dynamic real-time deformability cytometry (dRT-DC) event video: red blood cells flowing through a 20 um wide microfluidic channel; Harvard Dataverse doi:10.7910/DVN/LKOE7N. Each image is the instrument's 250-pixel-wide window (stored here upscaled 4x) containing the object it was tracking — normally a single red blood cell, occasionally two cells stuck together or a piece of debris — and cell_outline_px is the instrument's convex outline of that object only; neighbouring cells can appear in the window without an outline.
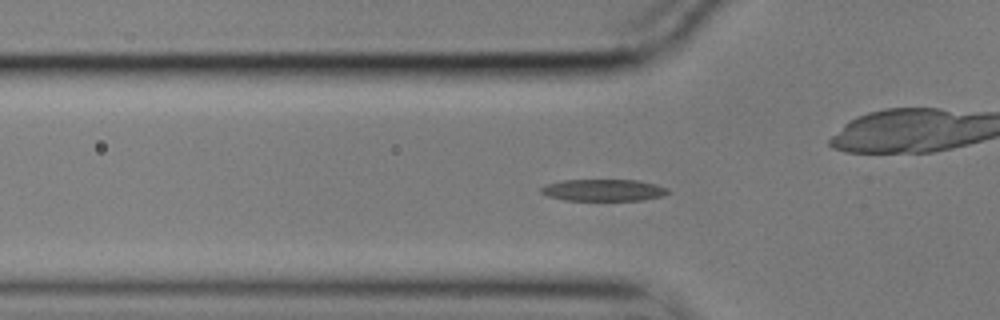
{"species": "common noctule bat (a hibernating species)", "species_latin": "Nyctalus noctula", "temperature_condition": "cold", "stored_images_in_passage": 57, "camera_frame_rate_fps": 3000, "um_per_image_px": 0.085, "animal": {"sex": "male", "body_mass_g": 17.9}, "frame": {"image": 1, "passage_image": 18, "time_ms": 5.667, "image_size_px": [1000, 320], "cell_outline_px": [[672, 192], [664, 196], [644, 200], [564, 200], [548, 196], [540, 192], [540, 188], [548, 184], [560, 180], [636, 180], [656, 184], [668, 188]], "centroid_in_image_um": [51.34, 16.16], "position_along_channel_um": 74.5, "area_um2": 16.24}}
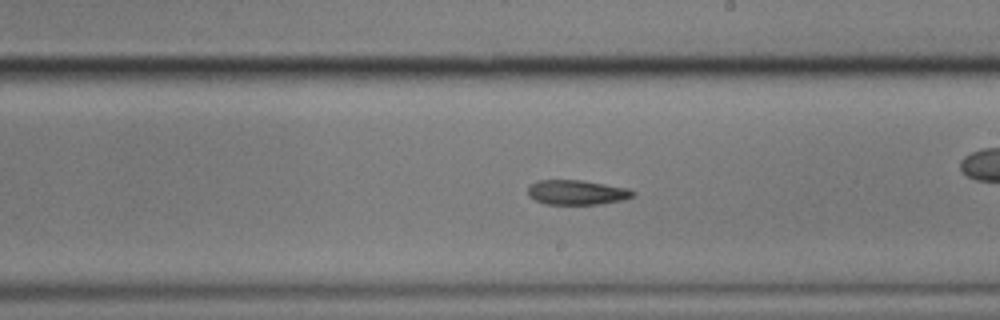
{"frame": {"image": 2, "passage_image": 32, "time_ms": 10.333, "image_size_px": [1000, 320], "cell_outline_px": [[636, 196], [624, 200], [600, 204], [544, 204], [528, 196], [528, 184], [536, 180], [580, 180], [628, 188], [636, 192]], "centroid_in_image_um": [49.03, 16.35], "position_along_channel_um": 240.0, "area_um2": 15.32}}
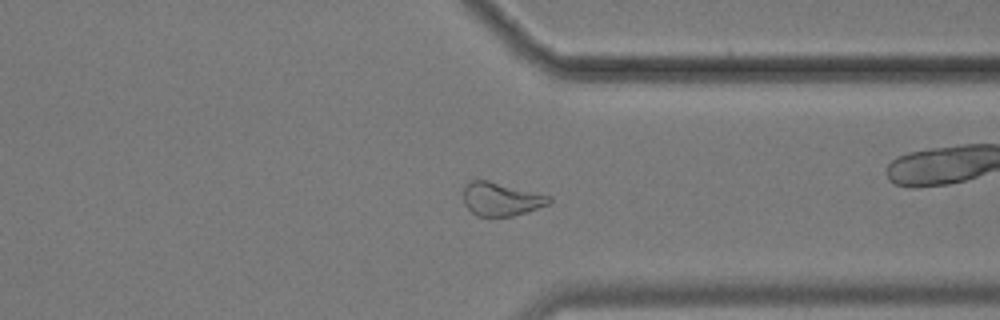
{"frame": {"image": 3, "passage_image": 43, "time_ms": 14.0, "image_size_px": [1000, 320], "cell_outline_px": [[552, 200], [548, 204], [528, 212], [512, 216], [476, 216], [464, 204], [464, 184], [472, 180], [488, 180], [552, 196]], "centroid_in_image_um": [42.6, 16.92], "position_along_channel_um": 368.8, "area_um2": 16.76}, "authors_computed_cell_mechanics": {"area_um2": 15.9528, "velocity_mm_per_s": 3.531, "shape_relaxation_time_tau1_ms": 9.7247, "shape_relaxation_time_tau2_ms": 4.5553, "deformation_change_tau1": 0.234, "deformation_change_tau2": 0.1275}}